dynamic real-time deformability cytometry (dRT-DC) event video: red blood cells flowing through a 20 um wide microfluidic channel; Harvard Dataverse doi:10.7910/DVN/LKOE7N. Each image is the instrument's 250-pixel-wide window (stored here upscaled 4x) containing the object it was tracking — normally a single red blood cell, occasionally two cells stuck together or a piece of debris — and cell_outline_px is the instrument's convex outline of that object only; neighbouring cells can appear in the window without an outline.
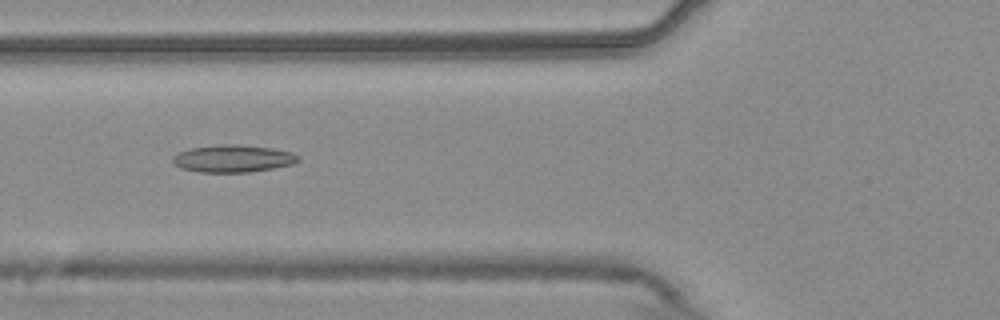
{"species": "common noctule bat (a hibernating species)", "species_latin": "Nyctalus noctula", "temperature_condition": "warm", "stored_images_in_passage": 50, "camera_frame_rate_fps": 3000, "um_per_image_px": 0.085, "animal": {"sex": "male", "body_mass_g": 20.4}, "frame": {"image": 1, "passage_image": 16, "time_ms": 5.0, "image_size_px": [1000, 320], "cell_outline_px": [[300, 160], [292, 164], [272, 168], [248, 172], [200, 172], [180, 168], [172, 160], [172, 156], [176, 152], [192, 148], [220, 144], [240, 144], [272, 148], [292, 152], [300, 156]], "centroid_in_image_um": [19.8, 13.47], "position_along_channel_um": 106.0, "area_um2": 20.06}}
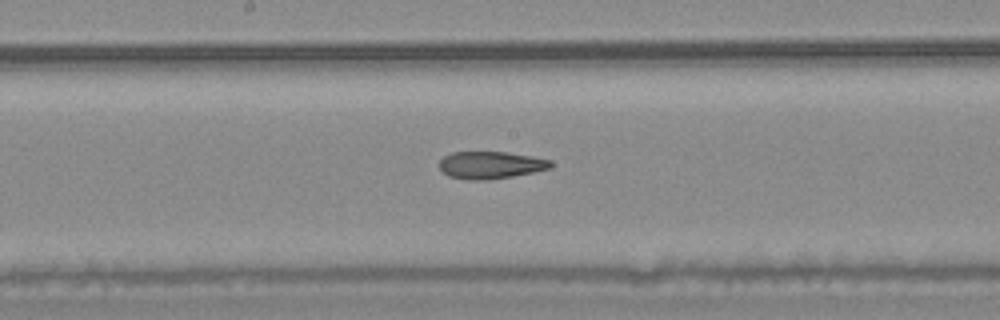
{"frame": {"image": 2, "passage_image": 24, "time_ms": 7.667, "image_size_px": [1000, 320], "cell_outline_px": [[552, 164], [548, 168], [532, 172], [512, 176], [488, 180], [468, 180], [448, 176], [440, 168], [440, 160], [444, 156], [452, 152], [508, 152], [532, 156], [552, 160]], "centroid_in_image_um": [41.68, 14.02], "position_along_channel_um": 206.5, "area_um2": 17.63}}
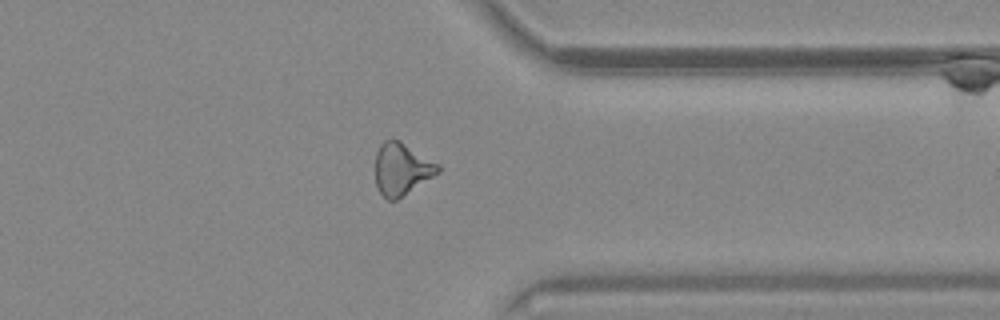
{"frame": {"image": 3, "passage_image": 38, "time_ms": 12.333, "image_size_px": [1000, 320], "cell_outline_px": [[440, 172], [396, 200], [388, 200], [380, 192], [376, 184], [376, 152], [380, 144], [384, 140], [400, 140], [440, 164]], "centroid_in_image_um": [34.16, 14.35], "position_along_channel_um": 377.2, "area_um2": 18.96}, "authors_computed_cell_mechanics": {"area_um2": 19.0162, "velocity_mm_per_s": 3.756, "shape_relaxation_time_tau1_ms": null, "shape_relaxation_time_tau2_ms": 2.8471, "deformation_change_tau1": null, "deformation_change_tau2": 0.1197}}